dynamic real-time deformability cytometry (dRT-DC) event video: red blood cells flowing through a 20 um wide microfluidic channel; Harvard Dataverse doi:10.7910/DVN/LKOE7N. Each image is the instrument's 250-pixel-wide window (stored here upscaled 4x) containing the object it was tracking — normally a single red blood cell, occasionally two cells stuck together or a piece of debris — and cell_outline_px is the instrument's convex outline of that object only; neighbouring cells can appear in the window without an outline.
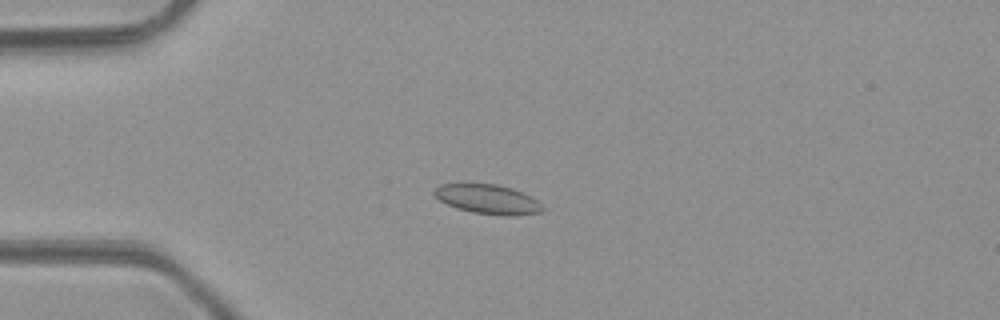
{"species": "common noctule bat (a hibernating species)", "species_latin": "Nyctalus noctula", "temperature_condition": "room temperature", "stored_images_in_passage": 49, "camera_frame_rate_fps": 3000, "um_per_image_px": 0.085, "animal": {"sex": "male", "body_mass_g": 23.1, "forearm_length_mm": 52.7}, "frame": {"image": 1, "passage_image": 13, "time_ms": 4.0, "image_size_px": [1000, 320], "cell_outline_px": [[544, 208], [540, 212], [516, 216], [500, 216], [472, 212], [456, 208], [440, 200], [432, 192], [440, 184], [496, 184], [512, 188], [524, 192], [532, 196]], "centroid_in_image_um": [41.49, 16.94], "position_along_channel_um": 43.5, "area_um2": 18.61}}
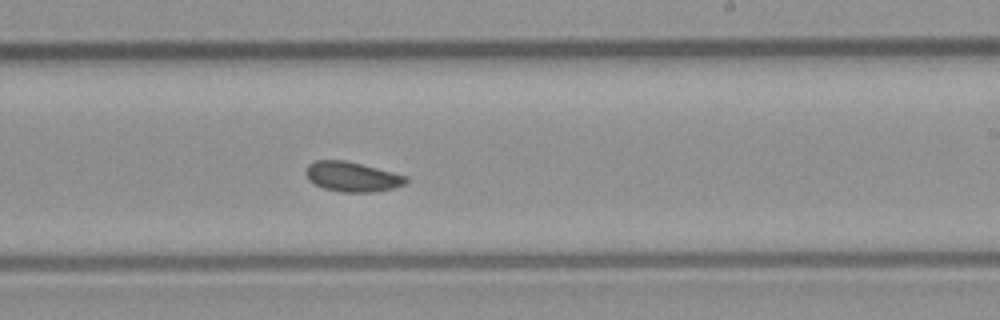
{"frame": {"image": 2, "passage_image": 30, "time_ms": 9.667, "image_size_px": [1000, 320], "cell_outline_px": [[408, 180], [404, 184], [392, 188], [376, 192], [340, 192], [324, 188], [308, 180], [304, 172], [308, 164], [316, 160], [344, 160], [408, 176]], "centroid_in_image_um": [29.9, 15.02], "position_along_channel_um": 259.1, "area_um2": 17.34}}
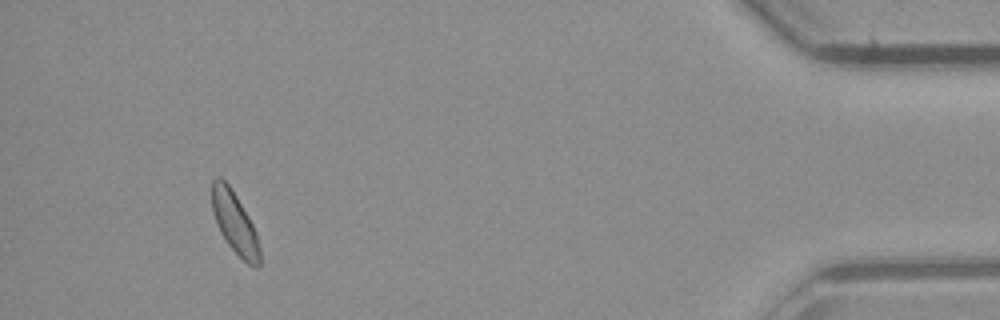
{"frame": {"image": 3, "passage_image": 46, "time_ms": 15.0, "image_size_px": [1000, 320], "cell_outline_px": [[260, 264], [256, 268], [248, 264], [228, 244], [220, 232], [212, 212], [212, 180], [216, 176], [220, 176], [228, 184], [236, 196], [248, 216], [256, 232], [260, 248]], "centroid_in_image_um": [19.94, 18.93], "position_along_channel_um": 415.3, "area_um2": 16.99}}